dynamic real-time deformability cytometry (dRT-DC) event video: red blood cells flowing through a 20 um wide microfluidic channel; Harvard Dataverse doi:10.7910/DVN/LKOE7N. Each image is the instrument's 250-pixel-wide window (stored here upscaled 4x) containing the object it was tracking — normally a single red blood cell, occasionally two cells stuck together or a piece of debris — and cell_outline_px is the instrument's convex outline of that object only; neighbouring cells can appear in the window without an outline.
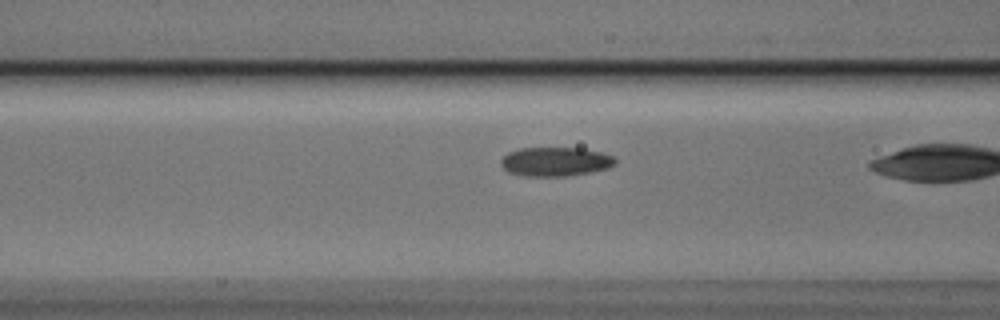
{"species": "Egyptian fruit bat (a non-hibernating species)", "species_latin": "Rousettus aegyptiacus", "temperature_condition": "cold", "stored_images_in_passage": 7, "segment_of_instrument_passage": [1, 2], "camera_frame_rate_fps": 3000, "um_per_image_px": 0.085, "animal": {"sex": "male"}, "frame": {"image": 1, "passage_image": 4, "time_ms": 1.0, "image_size_px": [1000, 320], "cell_outline_px": [[616, 164], [608, 168], [592, 172], [564, 176], [524, 176], [508, 172], [500, 164], [500, 160], [508, 152], [520, 148], [580, 148], [600, 152], [612, 156], [616, 160]], "centroid_in_image_um": [47.19, 13.74], "position_along_channel_um": 119.4, "area_um2": 19.36}}
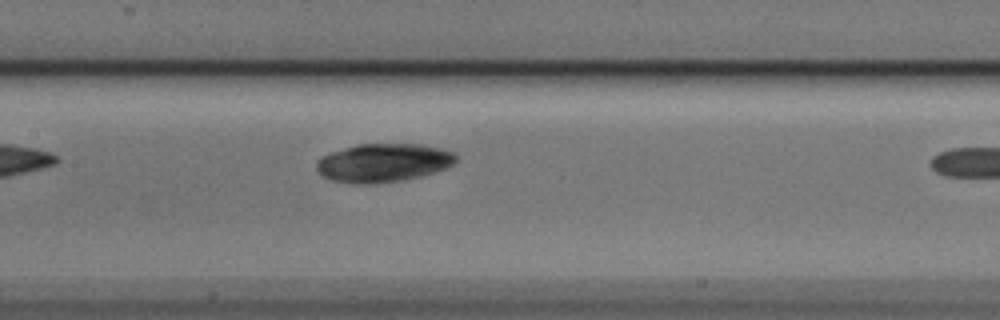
{"frame": {"image": 2, "passage_image": 6, "time_ms": 1.667, "image_size_px": [1000, 320], "cell_outline_px": [[460, 160], [444, 168], [420, 176], [400, 180], [376, 184], [352, 184], [332, 180], [324, 176], [316, 168], [316, 160], [320, 156], [356, 144], [420, 144], [440, 148], [452, 152]], "centroid_in_image_um": [32.55, 13.83], "position_along_channel_um": 174.8, "area_um2": 31.21}}